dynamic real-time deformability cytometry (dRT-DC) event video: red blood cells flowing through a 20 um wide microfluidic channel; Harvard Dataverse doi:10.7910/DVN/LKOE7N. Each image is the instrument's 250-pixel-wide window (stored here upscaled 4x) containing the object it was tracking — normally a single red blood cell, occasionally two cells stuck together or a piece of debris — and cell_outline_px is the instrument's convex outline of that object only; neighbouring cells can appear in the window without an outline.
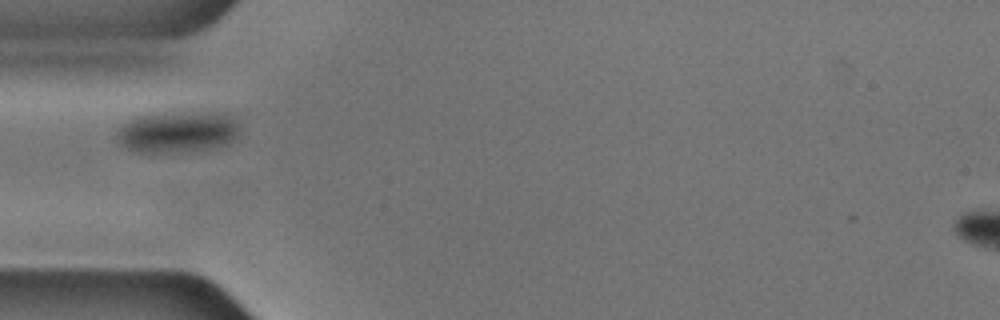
{"species": "common noctule bat (a hibernating species)", "species_latin": "Nyctalus noctula", "temperature_condition": "cold", "stored_images_in_passage": 40, "camera_frame_rate_fps": 3000, "um_per_image_px": 0.085, "animal": {"sex": "male", "body_mass_g": 17.9, "forearm_length_mm": 54.2}, "frame": {"image": 1, "passage_image": 1, "time_ms": 0.0, "image_size_px": [1000, 320], "cell_outline_px": [[240, 136], [236, 140], [228, 144], [212, 148], [180, 152], [132, 152], [120, 144], [116, 140], [116, 132], [124, 124], [140, 116], [216, 112], [220, 112], [236, 120], [240, 124]], "centroid_in_image_um": [15.16, 11.26], "position_along_channel_um": 69.8, "area_um2": 29.36}}
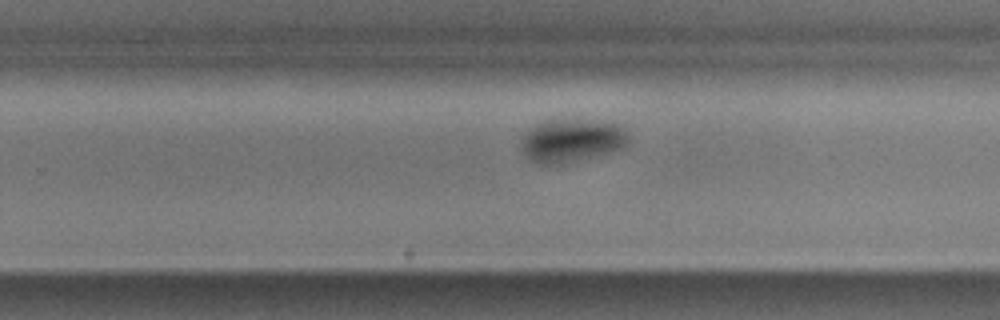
{"frame": {"image": 2, "passage_image": 19, "time_ms": 6.0, "image_size_px": [1000, 320], "cell_outline_px": [[628, 144], [624, 148], [608, 152], [556, 164], [540, 164], [532, 160], [524, 152], [524, 136], [528, 132], [540, 124], [612, 124], [620, 128], [624, 132], [628, 140]], "centroid_in_image_um": [48.61, 12.05], "position_along_channel_um": 281.2, "area_um2": 23.81}}
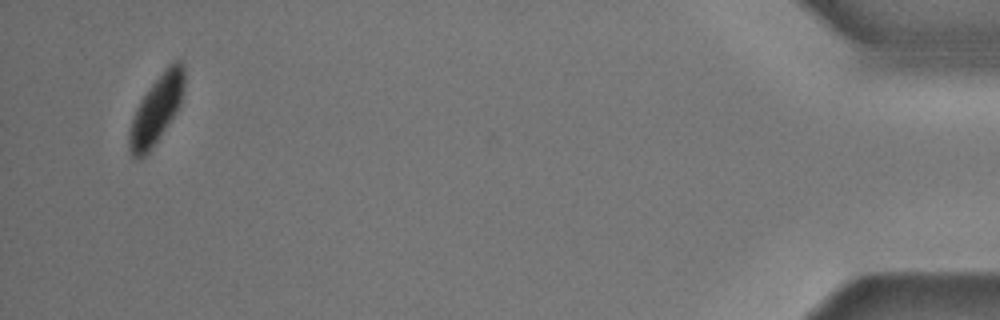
{"frame": {"image": 3, "passage_image": 38, "time_ms": 12.333, "image_size_px": [1000, 320], "cell_outline_px": [[184, 92], [180, 104], [176, 112], [160, 136], [148, 152], [140, 160], [132, 156], [128, 148], [128, 132], [136, 108], [140, 100], [148, 88], [164, 68], [172, 60], [180, 60], [184, 64]], "centroid_in_image_um": [13.3, 9.27], "position_along_channel_um": 421.9, "area_um2": 21.96}, "authors_computed_cell_mechanics": {"area_um2": 23.6113, "velocity_mm_per_s": 3.5224, "shape_relaxation_time_tau1_ms": 5.5706, "shape_relaxation_time_tau2_ms": 3.6428, "deformation_change_tau1": 0.0772, "deformation_change_tau2": 0.0302}}